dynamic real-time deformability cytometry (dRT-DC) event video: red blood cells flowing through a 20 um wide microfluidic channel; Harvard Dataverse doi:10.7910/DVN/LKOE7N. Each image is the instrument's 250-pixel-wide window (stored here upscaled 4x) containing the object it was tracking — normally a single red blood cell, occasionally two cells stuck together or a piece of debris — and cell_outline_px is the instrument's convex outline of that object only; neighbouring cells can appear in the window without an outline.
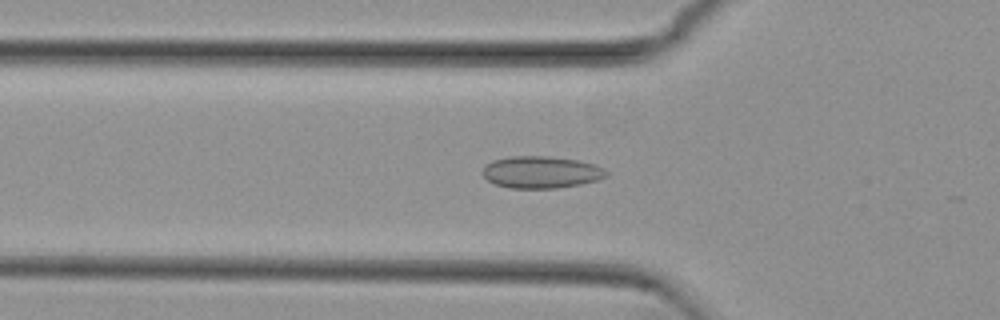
{"species": "common noctule bat (a hibernating species)", "species_latin": "Nyctalus noctula", "temperature_condition": "cold", "stored_images_in_passage": 43, "camera_frame_rate_fps": 3000, "um_per_image_px": 0.085, "animal": {"sex": "female", "body_mass_g": 29.2, "forearm_length_mm": 56.3}, "frame": {"image": 1, "passage_image": 18, "time_ms": 5.667, "image_size_px": [1000, 320], "cell_outline_px": [[608, 176], [596, 180], [580, 184], [556, 188], [512, 188], [496, 184], [488, 180], [480, 172], [492, 160], [512, 156], [548, 156], [576, 160], [592, 164], [608, 172]], "centroid_in_image_um": [45.97, 14.63], "position_along_channel_um": 79.8, "area_um2": 22.77}}
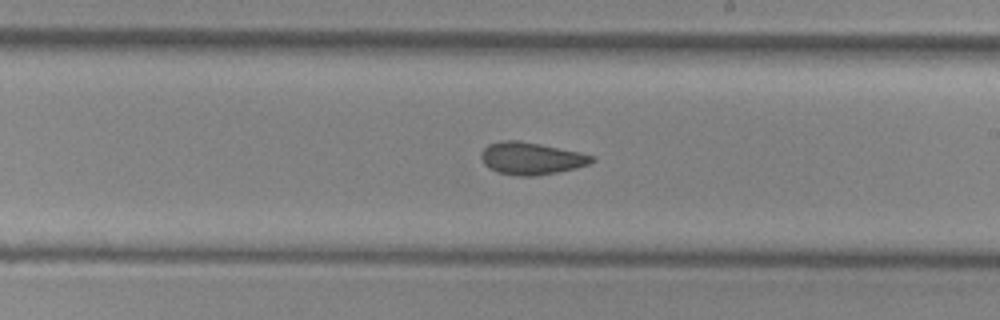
{"frame": {"image": 2, "passage_image": 31, "time_ms": 10.0, "image_size_px": [1000, 320], "cell_outline_px": [[596, 160], [588, 164], [576, 168], [536, 176], [516, 176], [496, 172], [488, 168], [484, 164], [480, 156], [480, 152], [488, 144], [500, 140], [520, 140], [580, 152], [596, 156]], "centroid_in_image_um": [45.13, 13.46], "position_along_channel_um": 243.9, "area_um2": 21.1}}
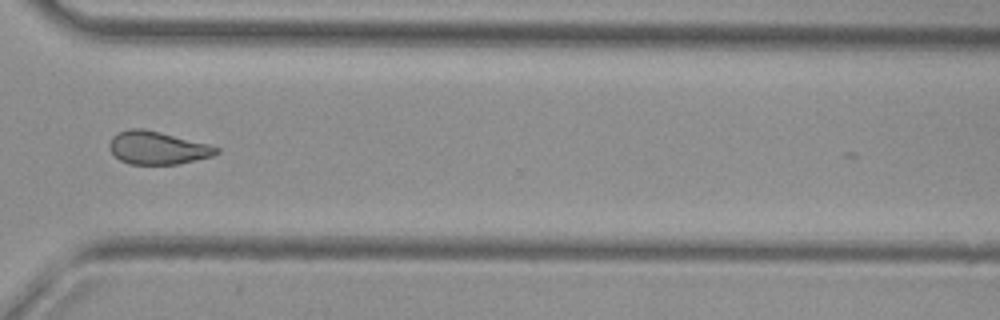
{"frame": {"image": 3, "passage_image": 40, "time_ms": 13.0, "image_size_px": [1000, 320], "cell_outline_px": [[220, 152], [212, 156], [176, 164], [128, 164], [120, 160], [112, 152], [108, 144], [112, 136], [116, 132], [132, 128], [144, 128], [208, 144], [220, 148]], "centroid_in_image_um": [13.36, 12.56], "position_along_channel_um": 357.2, "area_um2": 20.46}, "authors_computed_cell_mechanics": {"area_um2": 21.3282, "velocity_mm_per_s": 3.7746, "shape_relaxation_time_tau1_ms": null, "shape_relaxation_time_tau2_ms": 2.7841, "deformation_change_tau1": null, "deformation_change_tau2": 0.0699}}